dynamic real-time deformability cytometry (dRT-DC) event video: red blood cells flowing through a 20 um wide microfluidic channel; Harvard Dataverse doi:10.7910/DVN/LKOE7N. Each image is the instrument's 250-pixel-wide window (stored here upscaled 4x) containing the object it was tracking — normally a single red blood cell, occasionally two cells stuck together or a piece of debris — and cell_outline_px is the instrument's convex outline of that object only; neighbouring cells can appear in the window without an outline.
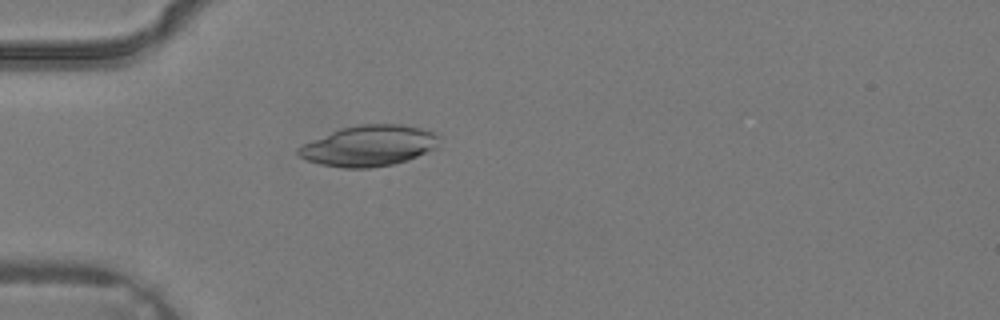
{"species": "common noctule bat (a hibernating species)", "species_latin": "Nyctalus noctula", "temperature_condition": "warm", "stored_images_in_passage": 3, "camera_frame_rate_fps": 3000, "um_per_image_px": 0.085, "animal": {"sex": "male", "body_mass_g": 19.2, "forearm_length_mm": 51.8}, "frame": {"image": 1, "passage_image": 3, "time_ms": 0.667, "image_size_px": [1000, 320], "cell_outline_px": [[440, 148], [408, 160], [392, 164], [368, 168], [344, 168], [320, 164], [308, 160], [300, 156], [296, 152], [296, 148], [304, 144], [340, 128], [360, 124], [400, 124], [420, 128], [436, 132], [440, 136]], "centroid_in_image_um": [31.44, 12.39], "position_along_channel_um": 53.6, "area_um2": 33.7}}